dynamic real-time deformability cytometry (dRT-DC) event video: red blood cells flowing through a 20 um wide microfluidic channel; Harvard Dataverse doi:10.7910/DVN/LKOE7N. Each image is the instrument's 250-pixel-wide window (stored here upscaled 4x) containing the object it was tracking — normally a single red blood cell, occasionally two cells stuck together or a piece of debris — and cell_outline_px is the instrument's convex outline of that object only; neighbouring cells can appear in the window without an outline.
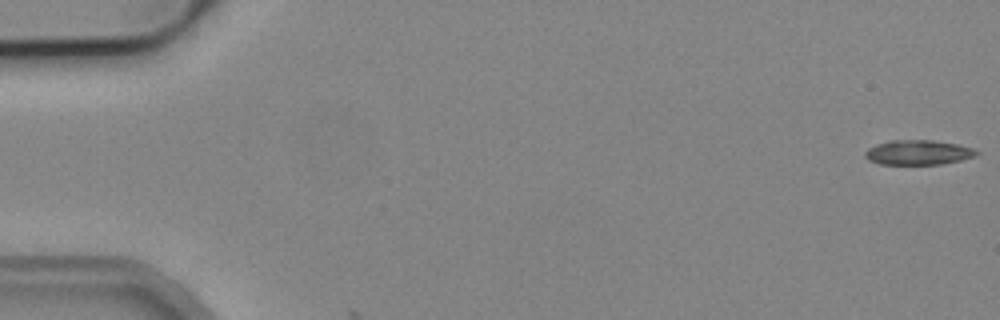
{"species": "common noctule bat (a hibernating species)", "species_latin": "Nyctalus noctula", "temperature_condition": "cold", "stored_images_in_passage": 6, "camera_frame_rate_fps": 3000, "um_per_image_px": 0.085, "animal": {"sex": "male", "body_mass_g": 19.2, "forearm_length_mm": 51.8}, "frame": {"image": 1, "passage_image": 1, "time_ms": 0.0, "image_size_px": [1000, 320], "cell_outline_px": [[980, 152], [976, 156], [960, 160], [940, 164], [880, 164], [868, 160], [864, 156], [864, 152], [868, 148], [876, 144], [892, 140], [932, 140], [956, 144], [972, 148]], "centroid_in_image_um": [78.02, 12.96], "position_along_channel_um": 7.0, "area_um2": 16.01}}
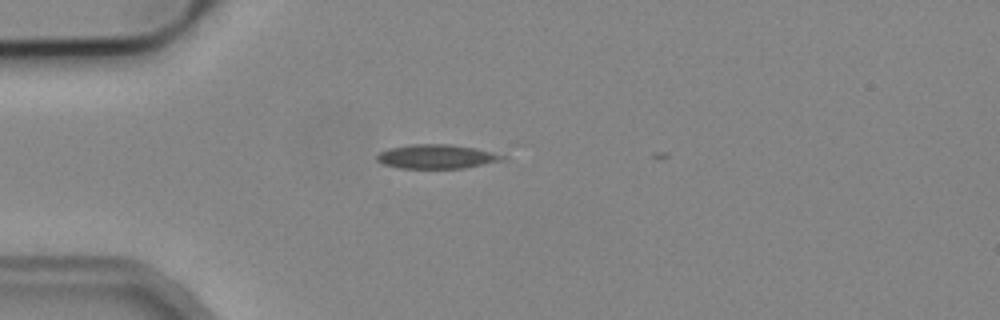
{"frame": {"image": 2, "passage_image": 5, "time_ms": 4.667, "image_size_px": [1000, 320], "cell_outline_px": [[508, 160], [464, 168], [400, 168], [384, 164], [376, 160], [376, 156], [380, 152], [388, 148], [412, 144], [448, 144], [476, 148], [508, 156]], "centroid_in_image_um": [37.17, 13.31], "position_along_channel_um": 47.8, "area_um2": 17.8}}